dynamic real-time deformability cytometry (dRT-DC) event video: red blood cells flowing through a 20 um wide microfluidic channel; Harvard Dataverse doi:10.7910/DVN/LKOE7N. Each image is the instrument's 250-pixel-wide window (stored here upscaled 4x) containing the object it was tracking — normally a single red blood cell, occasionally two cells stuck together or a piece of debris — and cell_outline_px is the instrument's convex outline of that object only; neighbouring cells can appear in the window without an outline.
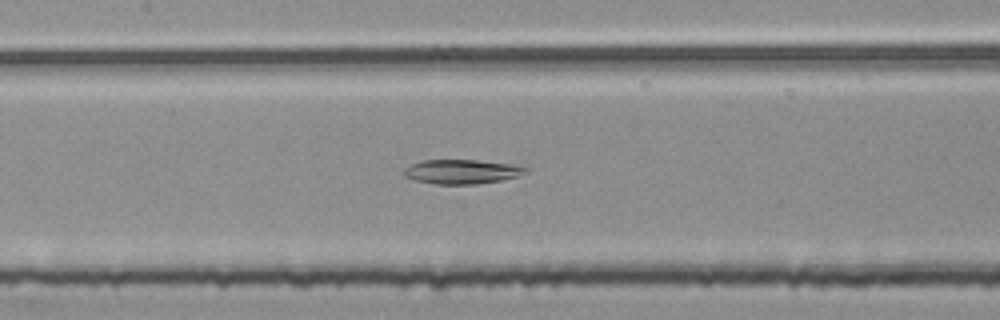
{"species": "common noctule bat (a hibernating species)", "species_latin": "Nyctalus noctula", "temperature_condition": "room temperature", "stored_images_in_passage": 45, "camera_frame_rate_fps": 3000, "um_per_image_px": 0.085, "animal": {"sex": "female", "body_mass_g": 25.1}, "frame": {"image": 1, "passage_image": 24, "time_ms": 7.667, "image_size_px": [1000, 320], "cell_outline_px": [[528, 172], [516, 176], [500, 180], [476, 184], [436, 184], [416, 180], [404, 176], [404, 168], [420, 160], [476, 160], [516, 164], [528, 168]], "centroid_in_image_um": [39.26, 14.58], "position_along_channel_um": 168.1, "area_um2": 17.22}}
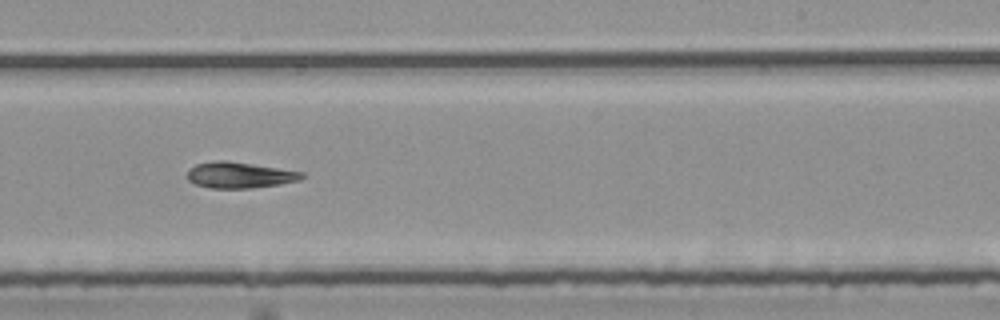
{"frame": {"image": 2, "passage_image": 32, "time_ms": 10.333, "image_size_px": [1000, 320], "cell_outline_px": [[304, 176], [300, 180], [280, 184], [252, 188], [208, 188], [196, 184], [188, 180], [188, 168], [196, 164], [216, 160], [228, 160], [304, 172]], "centroid_in_image_um": [20.35, 14.87], "position_along_channel_um": 268.6, "area_um2": 17.46}}
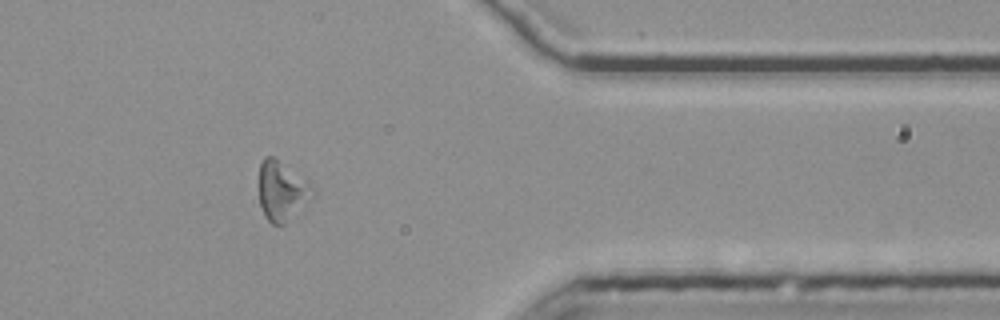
{"frame": {"image": 3, "passage_image": 43, "time_ms": 14.0, "image_size_px": [1000, 320], "cell_outline_px": [[316, 196], [284, 224], [272, 224], [264, 216], [260, 204], [260, 164], [264, 156], [272, 156], [312, 184], [316, 188]], "centroid_in_image_um": [24.01, 16.25], "position_along_channel_um": 387.4, "area_um2": 18.61}}